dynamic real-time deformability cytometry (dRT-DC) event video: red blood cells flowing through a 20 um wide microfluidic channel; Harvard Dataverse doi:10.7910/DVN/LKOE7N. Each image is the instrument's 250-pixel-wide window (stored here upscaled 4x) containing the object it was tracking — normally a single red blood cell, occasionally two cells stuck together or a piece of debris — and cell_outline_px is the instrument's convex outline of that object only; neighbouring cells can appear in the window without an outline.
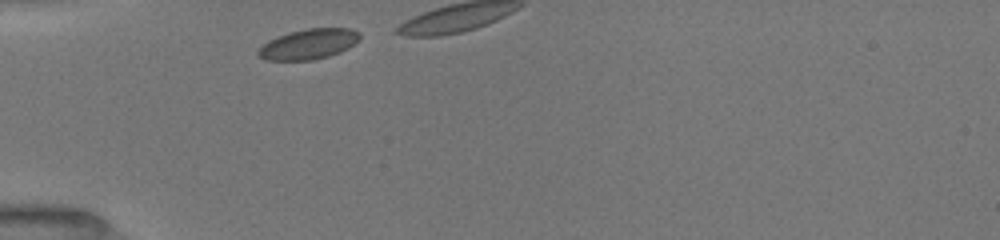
{"species": "common noctule bat (a hibernating species)", "species_latin": "Nyctalus noctula", "temperature_condition": "room temperature", "stored_images_in_passage": 9, "camera_frame_rate_fps": 3000, "um_per_image_px": 0.085, "animal": {"sex": "female", "body_mass_g": 19.5, "forearm_length_mm": 54.1}, "frame": {"image": 1, "passage_image": 1, "time_ms": 0.0, "image_size_px": [1000, 240], "cell_outline_px": [[360, 40], [348, 48], [340, 52], [328, 56], [312, 60], [264, 60], [256, 56], [256, 52], [268, 40], [292, 32], [308, 28], [352, 28], [360, 32]], "centroid_in_image_um": [26.25, 3.75], "position_along_channel_um": 58.8, "area_um2": 17.92}}
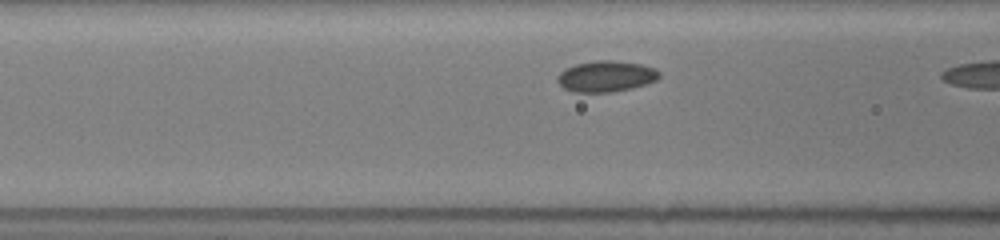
{"frame": {"image": 2, "passage_image": 8, "time_ms": 1.667, "image_size_px": [1000, 240], "cell_outline_px": [[660, 76], [656, 80], [632, 88], [612, 92], [572, 92], [564, 88], [556, 80], [556, 76], [564, 68], [576, 64], [596, 60], [612, 60], [640, 64], [656, 68], [660, 72]], "centroid_in_image_um": [51.49, 6.48], "position_along_channel_um": 115.1, "area_um2": 18.5}}